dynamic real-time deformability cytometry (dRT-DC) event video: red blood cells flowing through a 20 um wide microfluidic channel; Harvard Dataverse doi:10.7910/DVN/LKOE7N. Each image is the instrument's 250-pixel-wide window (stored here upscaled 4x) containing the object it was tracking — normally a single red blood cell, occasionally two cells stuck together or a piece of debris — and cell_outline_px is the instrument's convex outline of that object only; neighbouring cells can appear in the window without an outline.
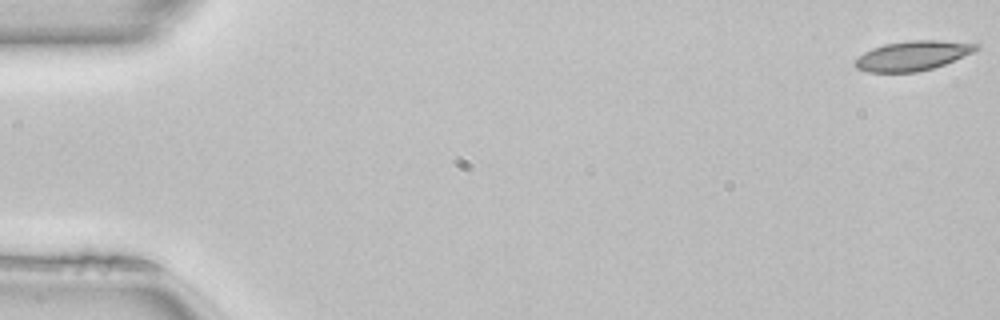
{"species": "common noctule bat (a hibernating species)", "species_latin": "Nyctalus noctula", "temperature_condition": "room temperature", "stored_images_in_passage": 10, "camera_frame_rate_fps": 3000, "um_per_image_px": 0.085, "animal": {"sex": "female", "body_mass_g": 22.7, "forearm_length_mm": 54.2}, "frame": {"image": 1, "passage_image": 1, "time_ms": 0.0, "image_size_px": [1000, 320], "cell_outline_px": [[980, 48], [972, 52], [944, 64], [932, 68], [916, 72], [868, 72], [856, 68], [852, 64], [864, 52], [872, 48], [884, 44], [908, 40], [936, 40], [980, 44]], "centroid_in_image_um": [77.54, 4.73], "position_along_channel_um": 7.5, "area_um2": 20.75}}